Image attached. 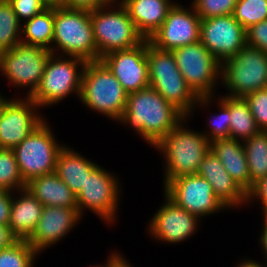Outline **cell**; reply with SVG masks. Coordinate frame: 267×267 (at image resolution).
<instances>
[{"label":"cell","instance_id":"obj_25","mask_svg":"<svg viewBox=\"0 0 267 267\" xmlns=\"http://www.w3.org/2000/svg\"><path fill=\"white\" fill-rule=\"evenodd\" d=\"M97 166L96 162L65 145L57 156L55 173L77 196L87 176Z\"/></svg>","mask_w":267,"mask_h":267},{"label":"cell","instance_id":"obj_6","mask_svg":"<svg viewBox=\"0 0 267 267\" xmlns=\"http://www.w3.org/2000/svg\"><path fill=\"white\" fill-rule=\"evenodd\" d=\"M90 18L98 60L109 52L135 47L144 40L122 3L91 10Z\"/></svg>","mask_w":267,"mask_h":267},{"label":"cell","instance_id":"obj_26","mask_svg":"<svg viewBox=\"0 0 267 267\" xmlns=\"http://www.w3.org/2000/svg\"><path fill=\"white\" fill-rule=\"evenodd\" d=\"M22 23L21 43L40 46L52 52L54 6H49L41 13Z\"/></svg>","mask_w":267,"mask_h":267},{"label":"cell","instance_id":"obj_45","mask_svg":"<svg viewBox=\"0 0 267 267\" xmlns=\"http://www.w3.org/2000/svg\"><path fill=\"white\" fill-rule=\"evenodd\" d=\"M48 6H64L65 0H44Z\"/></svg>","mask_w":267,"mask_h":267},{"label":"cell","instance_id":"obj_34","mask_svg":"<svg viewBox=\"0 0 267 267\" xmlns=\"http://www.w3.org/2000/svg\"><path fill=\"white\" fill-rule=\"evenodd\" d=\"M260 131L267 132V88L249 93L243 97Z\"/></svg>","mask_w":267,"mask_h":267},{"label":"cell","instance_id":"obj_36","mask_svg":"<svg viewBox=\"0 0 267 267\" xmlns=\"http://www.w3.org/2000/svg\"><path fill=\"white\" fill-rule=\"evenodd\" d=\"M8 2L21 23L49 7L44 0H8Z\"/></svg>","mask_w":267,"mask_h":267},{"label":"cell","instance_id":"obj_12","mask_svg":"<svg viewBox=\"0 0 267 267\" xmlns=\"http://www.w3.org/2000/svg\"><path fill=\"white\" fill-rule=\"evenodd\" d=\"M117 178L100 165L87 176L84 186L76 196L77 209L82 217L87 209L106 224L116 223L113 221L118 217L117 209L121 194V184Z\"/></svg>","mask_w":267,"mask_h":267},{"label":"cell","instance_id":"obj_7","mask_svg":"<svg viewBox=\"0 0 267 267\" xmlns=\"http://www.w3.org/2000/svg\"><path fill=\"white\" fill-rule=\"evenodd\" d=\"M86 63L78 57L51 54L41 81L30 98L40 108L56 105L72 93L80 98Z\"/></svg>","mask_w":267,"mask_h":267},{"label":"cell","instance_id":"obj_13","mask_svg":"<svg viewBox=\"0 0 267 267\" xmlns=\"http://www.w3.org/2000/svg\"><path fill=\"white\" fill-rule=\"evenodd\" d=\"M163 188L164 194L177 206L200 219L226 209L215 196L210 183L198 174L176 177Z\"/></svg>","mask_w":267,"mask_h":267},{"label":"cell","instance_id":"obj_22","mask_svg":"<svg viewBox=\"0 0 267 267\" xmlns=\"http://www.w3.org/2000/svg\"><path fill=\"white\" fill-rule=\"evenodd\" d=\"M210 150L235 182L248 193L250 191V173L243 142L230 138L217 139L210 142Z\"/></svg>","mask_w":267,"mask_h":267},{"label":"cell","instance_id":"obj_31","mask_svg":"<svg viewBox=\"0 0 267 267\" xmlns=\"http://www.w3.org/2000/svg\"><path fill=\"white\" fill-rule=\"evenodd\" d=\"M37 255L27 240H18L0 250V267H34Z\"/></svg>","mask_w":267,"mask_h":267},{"label":"cell","instance_id":"obj_24","mask_svg":"<svg viewBox=\"0 0 267 267\" xmlns=\"http://www.w3.org/2000/svg\"><path fill=\"white\" fill-rule=\"evenodd\" d=\"M25 188L44 206L77 208L76 195L55 172L29 180Z\"/></svg>","mask_w":267,"mask_h":267},{"label":"cell","instance_id":"obj_19","mask_svg":"<svg viewBox=\"0 0 267 267\" xmlns=\"http://www.w3.org/2000/svg\"><path fill=\"white\" fill-rule=\"evenodd\" d=\"M80 219L83 218L77 208L44 206L40 220L27 241L41 254L43 250L63 240Z\"/></svg>","mask_w":267,"mask_h":267},{"label":"cell","instance_id":"obj_38","mask_svg":"<svg viewBox=\"0 0 267 267\" xmlns=\"http://www.w3.org/2000/svg\"><path fill=\"white\" fill-rule=\"evenodd\" d=\"M254 200L260 201L262 211L267 213V176L255 183L247 193V203L251 204Z\"/></svg>","mask_w":267,"mask_h":267},{"label":"cell","instance_id":"obj_42","mask_svg":"<svg viewBox=\"0 0 267 267\" xmlns=\"http://www.w3.org/2000/svg\"><path fill=\"white\" fill-rule=\"evenodd\" d=\"M119 252L113 251L107 258L106 264H104V267H133L129 261L125 259V256H122Z\"/></svg>","mask_w":267,"mask_h":267},{"label":"cell","instance_id":"obj_28","mask_svg":"<svg viewBox=\"0 0 267 267\" xmlns=\"http://www.w3.org/2000/svg\"><path fill=\"white\" fill-rule=\"evenodd\" d=\"M250 173V190L267 176V132L260 131L243 142Z\"/></svg>","mask_w":267,"mask_h":267},{"label":"cell","instance_id":"obj_11","mask_svg":"<svg viewBox=\"0 0 267 267\" xmlns=\"http://www.w3.org/2000/svg\"><path fill=\"white\" fill-rule=\"evenodd\" d=\"M52 52L40 46L18 43L0 52V71L13 87L28 88L30 97L38 87Z\"/></svg>","mask_w":267,"mask_h":267},{"label":"cell","instance_id":"obj_33","mask_svg":"<svg viewBox=\"0 0 267 267\" xmlns=\"http://www.w3.org/2000/svg\"><path fill=\"white\" fill-rule=\"evenodd\" d=\"M233 16L246 30L267 19V0H237Z\"/></svg>","mask_w":267,"mask_h":267},{"label":"cell","instance_id":"obj_46","mask_svg":"<svg viewBox=\"0 0 267 267\" xmlns=\"http://www.w3.org/2000/svg\"><path fill=\"white\" fill-rule=\"evenodd\" d=\"M107 4L111 3H123L124 0H104Z\"/></svg>","mask_w":267,"mask_h":267},{"label":"cell","instance_id":"obj_41","mask_svg":"<svg viewBox=\"0 0 267 267\" xmlns=\"http://www.w3.org/2000/svg\"><path fill=\"white\" fill-rule=\"evenodd\" d=\"M18 240L9 225H0V250L12 246Z\"/></svg>","mask_w":267,"mask_h":267},{"label":"cell","instance_id":"obj_30","mask_svg":"<svg viewBox=\"0 0 267 267\" xmlns=\"http://www.w3.org/2000/svg\"><path fill=\"white\" fill-rule=\"evenodd\" d=\"M25 186L13 150L0 148V189L16 192Z\"/></svg>","mask_w":267,"mask_h":267},{"label":"cell","instance_id":"obj_32","mask_svg":"<svg viewBox=\"0 0 267 267\" xmlns=\"http://www.w3.org/2000/svg\"><path fill=\"white\" fill-rule=\"evenodd\" d=\"M219 114L210 116L207 126L210 131H202L209 142L217 139L230 138V97L222 95L218 97ZM211 122V123H210Z\"/></svg>","mask_w":267,"mask_h":267},{"label":"cell","instance_id":"obj_23","mask_svg":"<svg viewBox=\"0 0 267 267\" xmlns=\"http://www.w3.org/2000/svg\"><path fill=\"white\" fill-rule=\"evenodd\" d=\"M16 193L19 194L16 198L13 195L9 226L19 240H27L40 220L44 205L26 188Z\"/></svg>","mask_w":267,"mask_h":267},{"label":"cell","instance_id":"obj_9","mask_svg":"<svg viewBox=\"0 0 267 267\" xmlns=\"http://www.w3.org/2000/svg\"><path fill=\"white\" fill-rule=\"evenodd\" d=\"M46 119L20 144L13 148L18 168L24 182L56 171V160L60 144L53 135Z\"/></svg>","mask_w":267,"mask_h":267},{"label":"cell","instance_id":"obj_10","mask_svg":"<svg viewBox=\"0 0 267 267\" xmlns=\"http://www.w3.org/2000/svg\"><path fill=\"white\" fill-rule=\"evenodd\" d=\"M186 84L198 97L215 96L221 78V63L200 42L172 50Z\"/></svg>","mask_w":267,"mask_h":267},{"label":"cell","instance_id":"obj_40","mask_svg":"<svg viewBox=\"0 0 267 267\" xmlns=\"http://www.w3.org/2000/svg\"><path fill=\"white\" fill-rule=\"evenodd\" d=\"M106 4L104 0H65L64 7L91 11L101 8Z\"/></svg>","mask_w":267,"mask_h":267},{"label":"cell","instance_id":"obj_44","mask_svg":"<svg viewBox=\"0 0 267 267\" xmlns=\"http://www.w3.org/2000/svg\"><path fill=\"white\" fill-rule=\"evenodd\" d=\"M246 259V260H245ZM242 259V261L238 262L239 264L236 265L235 267H267V264L265 263H260L259 261L256 260H251V259ZM264 264V265H263Z\"/></svg>","mask_w":267,"mask_h":267},{"label":"cell","instance_id":"obj_8","mask_svg":"<svg viewBox=\"0 0 267 267\" xmlns=\"http://www.w3.org/2000/svg\"><path fill=\"white\" fill-rule=\"evenodd\" d=\"M220 82L228 89L226 96L229 97L243 98L267 88V54L246 45L237 55L221 63Z\"/></svg>","mask_w":267,"mask_h":267},{"label":"cell","instance_id":"obj_49","mask_svg":"<svg viewBox=\"0 0 267 267\" xmlns=\"http://www.w3.org/2000/svg\"><path fill=\"white\" fill-rule=\"evenodd\" d=\"M90 267H104V265H100V266L99 265H95V266L91 265Z\"/></svg>","mask_w":267,"mask_h":267},{"label":"cell","instance_id":"obj_5","mask_svg":"<svg viewBox=\"0 0 267 267\" xmlns=\"http://www.w3.org/2000/svg\"><path fill=\"white\" fill-rule=\"evenodd\" d=\"M127 98L128 93L101 60L85 64L79 99L86 107L118 122Z\"/></svg>","mask_w":267,"mask_h":267},{"label":"cell","instance_id":"obj_43","mask_svg":"<svg viewBox=\"0 0 267 267\" xmlns=\"http://www.w3.org/2000/svg\"><path fill=\"white\" fill-rule=\"evenodd\" d=\"M263 214V226H262V231L260 233V239H259V242H260V245H261V249L263 250L262 253L264 254V257L266 259V264H267V213L265 212H262Z\"/></svg>","mask_w":267,"mask_h":267},{"label":"cell","instance_id":"obj_14","mask_svg":"<svg viewBox=\"0 0 267 267\" xmlns=\"http://www.w3.org/2000/svg\"><path fill=\"white\" fill-rule=\"evenodd\" d=\"M39 108L30 97L4 99L0 106L1 149L15 148L45 120Z\"/></svg>","mask_w":267,"mask_h":267},{"label":"cell","instance_id":"obj_21","mask_svg":"<svg viewBox=\"0 0 267 267\" xmlns=\"http://www.w3.org/2000/svg\"><path fill=\"white\" fill-rule=\"evenodd\" d=\"M136 30L146 40L161 27L169 9L175 4L172 0H124Z\"/></svg>","mask_w":267,"mask_h":267},{"label":"cell","instance_id":"obj_16","mask_svg":"<svg viewBox=\"0 0 267 267\" xmlns=\"http://www.w3.org/2000/svg\"><path fill=\"white\" fill-rule=\"evenodd\" d=\"M200 23L201 18L194 7L186 8L175 2L169 9L165 21L149 42L161 50L168 51L198 42Z\"/></svg>","mask_w":267,"mask_h":267},{"label":"cell","instance_id":"obj_37","mask_svg":"<svg viewBox=\"0 0 267 267\" xmlns=\"http://www.w3.org/2000/svg\"><path fill=\"white\" fill-rule=\"evenodd\" d=\"M246 45L267 54V19L246 29Z\"/></svg>","mask_w":267,"mask_h":267},{"label":"cell","instance_id":"obj_29","mask_svg":"<svg viewBox=\"0 0 267 267\" xmlns=\"http://www.w3.org/2000/svg\"><path fill=\"white\" fill-rule=\"evenodd\" d=\"M22 23L8 0H0V52L11 50L21 43Z\"/></svg>","mask_w":267,"mask_h":267},{"label":"cell","instance_id":"obj_3","mask_svg":"<svg viewBox=\"0 0 267 267\" xmlns=\"http://www.w3.org/2000/svg\"><path fill=\"white\" fill-rule=\"evenodd\" d=\"M187 120L189 117H185L153 146L157 151L162 152L165 159L164 186L176 177L196 174L200 162L210 151L207 137L199 131L188 128Z\"/></svg>","mask_w":267,"mask_h":267},{"label":"cell","instance_id":"obj_1","mask_svg":"<svg viewBox=\"0 0 267 267\" xmlns=\"http://www.w3.org/2000/svg\"><path fill=\"white\" fill-rule=\"evenodd\" d=\"M184 118L159 92L148 87L128 94L126 109L118 122L131 127L153 147Z\"/></svg>","mask_w":267,"mask_h":267},{"label":"cell","instance_id":"obj_15","mask_svg":"<svg viewBox=\"0 0 267 267\" xmlns=\"http://www.w3.org/2000/svg\"><path fill=\"white\" fill-rule=\"evenodd\" d=\"M200 42L222 63L246 46V30L233 15L201 19Z\"/></svg>","mask_w":267,"mask_h":267},{"label":"cell","instance_id":"obj_17","mask_svg":"<svg viewBox=\"0 0 267 267\" xmlns=\"http://www.w3.org/2000/svg\"><path fill=\"white\" fill-rule=\"evenodd\" d=\"M146 54L147 40L144 39L135 47L109 52L100 60L130 94L150 87Z\"/></svg>","mask_w":267,"mask_h":267},{"label":"cell","instance_id":"obj_4","mask_svg":"<svg viewBox=\"0 0 267 267\" xmlns=\"http://www.w3.org/2000/svg\"><path fill=\"white\" fill-rule=\"evenodd\" d=\"M57 50L60 56L78 57L86 62L98 61L89 10L54 6L52 54L59 55Z\"/></svg>","mask_w":267,"mask_h":267},{"label":"cell","instance_id":"obj_35","mask_svg":"<svg viewBox=\"0 0 267 267\" xmlns=\"http://www.w3.org/2000/svg\"><path fill=\"white\" fill-rule=\"evenodd\" d=\"M237 0H201L194 8L201 19L233 15Z\"/></svg>","mask_w":267,"mask_h":267},{"label":"cell","instance_id":"obj_27","mask_svg":"<svg viewBox=\"0 0 267 267\" xmlns=\"http://www.w3.org/2000/svg\"><path fill=\"white\" fill-rule=\"evenodd\" d=\"M230 117V139L244 142L260 132L244 98L230 97Z\"/></svg>","mask_w":267,"mask_h":267},{"label":"cell","instance_id":"obj_48","mask_svg":"<svg viewBox=\"0 0 267 267\" xmlns=\"http://www.w3.org/2000/svg\"><path fill=\"white\" fill-rule=\"evenodd\" d=\"M5 98H6V97H5V96H2V95H1V92H0V106H1V104H2V102L4 101Z\"/></svg>","mask_w":267,"mask_h":267},{"label":"cell","instance_id":"obj_47","mask_svg":"<svg viewBox=\"0 0 267 267\" xmlns=\"http://www.w3.org/2000/svg\"><path fill=\"white\" fill-rule=\"evenodd\" d=\"M201 0H193L191 5L192 7H195Z\"/></svg>","mask_w":267,"mask_h":267},{"label":"cell","instance_id":"obj_20","mask_svg":"<svg viewBox=\"0 0 267 267\" xmlns=\"http://www.w3.org/2000/svg\"><path fill=\"white\" fill-rule=\"evenodd\" d=\"M196 174L206 179L215 196L229 210L247 205V193L229 175L220 160L210 150L199 164Z\"/></svg>","mask_w":267,"mask_h":267},{"label":"cell","instance_id":"obj_39","mask_svg":"<svg viewBox=\"0 0 267 267\" xmlns=\"http://www.w3.org/2000/svg\"><path fill=\"white\" fill-rule=\"evenodd\" d=\"M13 194L0 189V225H9Z\"/></svg>","mask_w":267,"mask_h":267},{"label":"cell","instance_id":"obj_18","mask_svg":"<svg viewBox=\"0 0 267 267\" xmlns=\"http://www.w3.org/2000/svg\"><path fill=\"white\" fill-rule=\"evenodd\" d=\"M164 199L165 203L149 221L148 233L154 240L180 244L195 234L201 219L177 206L165 194Z\"/></svg>","mask_w":267,"mask_h":267},{"label":"cell","instance_id":"obj_2","mask_svg":"<svg viewBox=\"0 0 267 267\" xmlns=\"http://www.w3.org/2000/svg\"><path fill=\"white\" fill-rule=\"evenodd\" d=\"M148 73L150 87L159 92L185 117H191L195 108L213 103L214 96L198 97L186 84L172 51L161 50L147 40ZM197 106V107H196Z\"/></svg>","mask_w":267,"mask_h":267}]
</instances>
